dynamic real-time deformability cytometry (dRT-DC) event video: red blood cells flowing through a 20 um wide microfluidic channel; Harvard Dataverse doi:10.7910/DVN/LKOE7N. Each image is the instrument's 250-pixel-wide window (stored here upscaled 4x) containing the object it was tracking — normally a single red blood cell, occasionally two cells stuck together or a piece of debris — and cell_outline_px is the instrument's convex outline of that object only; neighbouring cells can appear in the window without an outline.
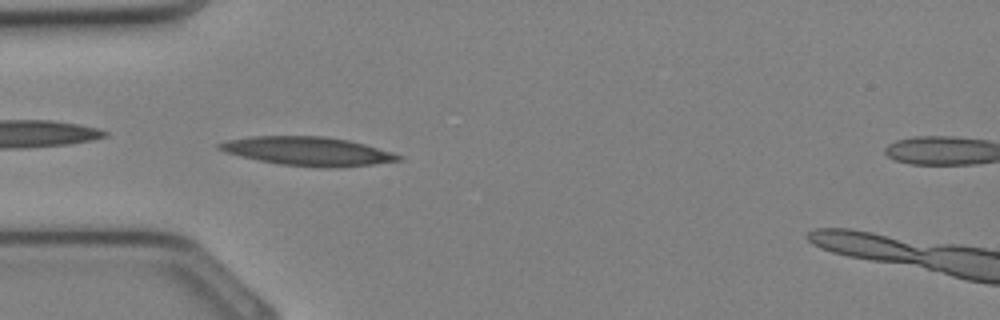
{"species": "Egyptian fruit bat (a non-hibernating species)", "species_latin": "Rousettus aegyptiacus", "temperature_condition": "cold", "stored_images_in_passage": 34, "segment_of_instrument_passage": [1, 2], "camera_frame_rate_fps": 3000, "um_per_image_px": 0.085, "animal": {"sex": "female"}, "frame": {"image": 1, "passage_image": 10, "time_ms": 3.0, "image_size_px": [1000, 320], "cell_outline_px": [[404, 160], [372, 164], [332, 168], [280, 164], [240, 156], [224, 152], [216, 148], [216, 144], [228, 140], [252, 136], [324, 136], [348, 140], [364, 144], [392, 152], [404, 156]], "centroid_in_image_um": [26.17, 12.85], "position_along_channel_um": 58.8, "area_um2": 29.88}}
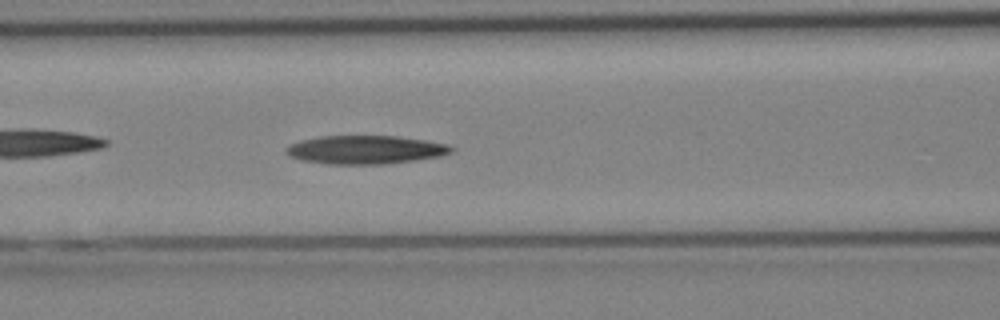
{"frame": {"image": 2, "passage_image": 14, "time_ms": 4.333, "image_size_px": [1000, 320], "cell_outline_px": [[456, 148], [452, 152], [440, 156], [416, 160], [384, 164], [328, 164], [300, 160], [288, 156], [284, 152], [284, 148], [300, 140], [320, 136], [396, 136], [424, 140], [448, 144]], "centroid_in_image_um": [31.04, 12.73], "position_along_channel_um": 135.6, "area_um2": 27.57}}
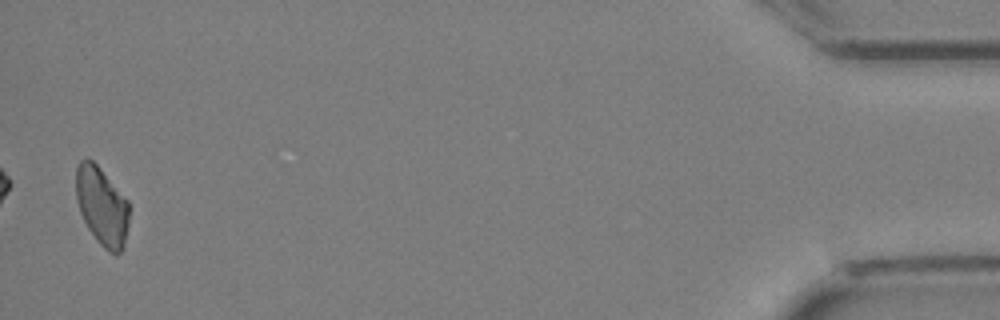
{"frame": {"image": 3, "passage_image": 33, "time_ms": 10.667, "image_size_px": [1000, 320], "cell_outline_px": [[132, 204], [124, 248], [116, 256], [104, 248], [96, 240], [88, 228], [80, 212], [76, 200], [76, 168], [80, 160], [92, 160], [100, 168]], "centroid_in_image_um": [8.7, 17.56], "position_along_channel_um": 426.5, "area_um2": 24.68}}